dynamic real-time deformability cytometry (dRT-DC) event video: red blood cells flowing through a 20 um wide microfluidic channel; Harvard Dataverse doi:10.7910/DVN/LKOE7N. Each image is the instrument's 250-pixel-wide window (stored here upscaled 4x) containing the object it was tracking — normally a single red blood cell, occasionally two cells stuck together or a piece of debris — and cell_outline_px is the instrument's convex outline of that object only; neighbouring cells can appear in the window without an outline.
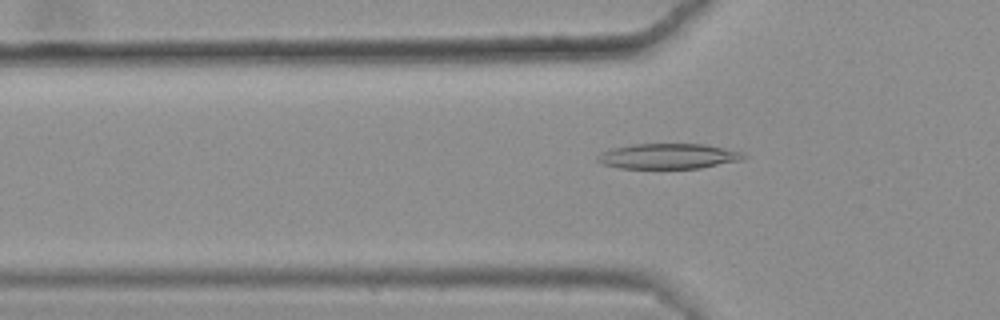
{"species": "common noctule bat (a hibernating species)", "species_latin": "Nyctalus noctula", "temperature_condition": "warm", "stored_images_in_passage": 50, "camera_frame_rate_fps": 3000, "um_per_image_px": 0.085, "animal": {"sex": "female", "body_mass_g": 25.1}, "frame": {"image": 1, "passage_image": 18, "time_ms": 5.667, "image_size_px": [1000, 320], "cell_outline_px": [[748, 156], [744, 160], [700, 168], [620, 168], [604, 164], [596, 160], [596, 156], [612, 148], [632, 144], [704, 144], [744, 152]], "centroid_in_image_um": [56.87, 13.27], "position_along_channel_um": 68.9, "area_um2": 21.56}}
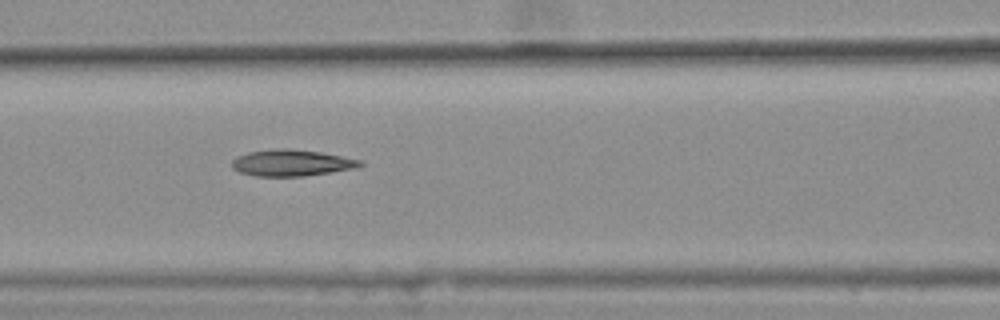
{"frame": {"image": 2, "passage_image": 24, "time_ms": 7.667, "image_size_px": [1000, 320], "cell_outline_px": [[364, 164], [356, 168], [304, 176], [256, 176], [240, 172], [232, 168], [232, 160], [236, 156], [248, 152], [276, 148], [288, 148], [320, 152], [360, 160]], "centroid_in_image_um": [24.75, 13.84], "position_along_channel_um": 141.9, "area_um2": 19.65}}
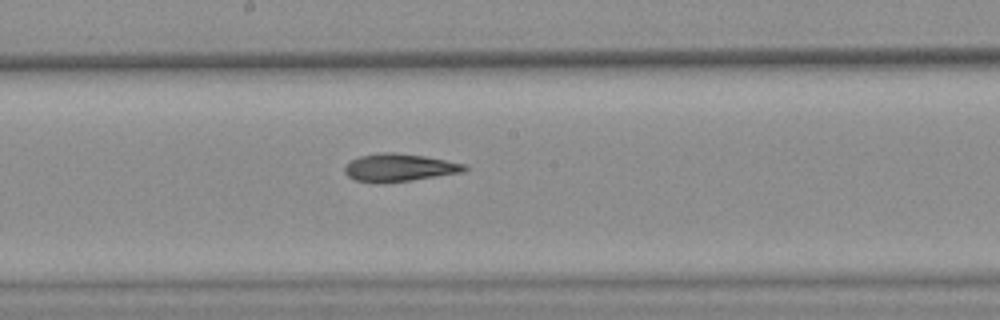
{"frame": {"image": 3, "passage_image": 30, "time_ms": 9.667, "image_size_px": [1000, 320], "cell_outline_px": [[468, 168], [464, 172], [412, 180], [356, 180], [348, 176], [344, 172], [344, 168], [352, 160], [360, 156], [380, 152], [392, 152], [424, 156], [464, 164]], "centroid_in_image_um": [33.98, 14.21], "position_along_channel_um": 214.2, "area_um2": 18.5}, "authors_computed_cell_mechanics": {"area_um2": 19.5653, "velocity_mm_per_s": 3.634, "shape_relaxation_time_tau1_ms": null, "shape_relaxation_time_tau2_ms": 3.5239, "deformation_change_tau1": null, "deformation_change_tau2": 0.1273}}